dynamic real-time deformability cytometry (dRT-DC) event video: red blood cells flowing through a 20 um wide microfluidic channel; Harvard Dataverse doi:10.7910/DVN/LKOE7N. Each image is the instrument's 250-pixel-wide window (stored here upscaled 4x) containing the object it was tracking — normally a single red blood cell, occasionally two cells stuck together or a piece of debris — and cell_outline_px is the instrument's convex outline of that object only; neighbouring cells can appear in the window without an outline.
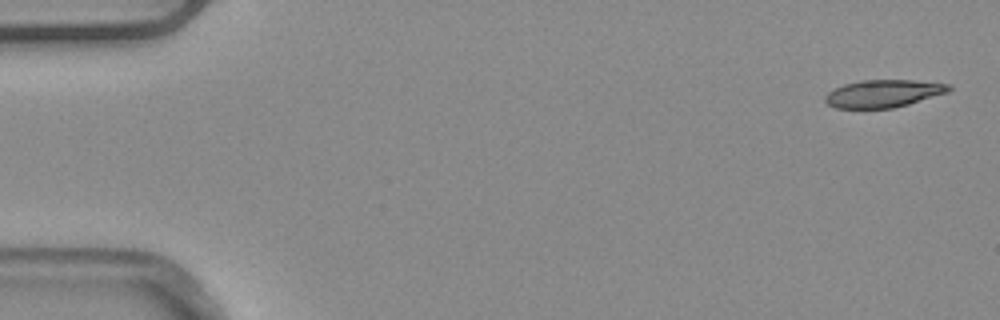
{"species": "common noctule bat (a hibernating species)", "species_latin": "Nyctalus noctula", "temperature_condition": "warm", "stored_images_in_passage": 5, "camera_frame_rate_fps": 3000, "um_per_image_px": 0.085, "animal": {"sex": "male", "body_mass_g": 20.4}, "frame": {"image": 1, "passage_image": 1, "time_ms": 0.0, "image_size_px": [1000, 320], "cell_outline_px": [[952, 88], [948, 92], [908, 104], [892, 108], [836, 108], [828, 104], [824, 100], [824, 96], [828, 92], [844, 84], [860, 80], [912, 80], [952, 84]], "centroid_in_image_um": [75.09, 7.94], "position_along_channel_um": 9.9, "area_um2": 19.83}}
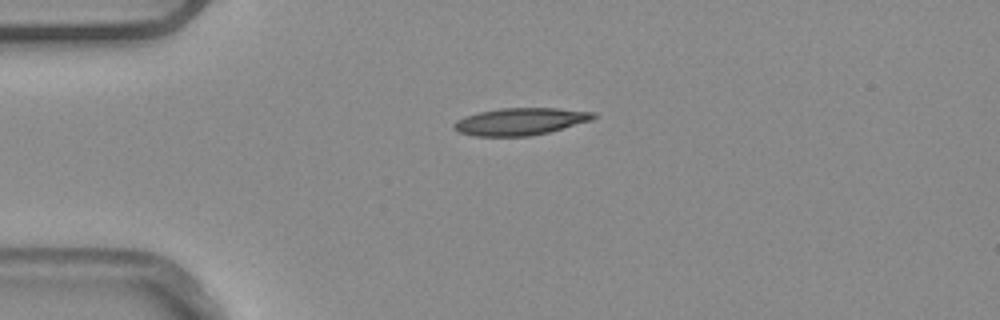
{"frame": {"image": 2, "passage_image": 4, "time_ms": 1.0, "image_size_px": [1000, 320], "cell_outline_px": [[596, 116], [592, 120], [548, 132], [528, 136], [472, 136], [460, 132], [452, 128], [452, 124], [456, 120], [464, 116], [480, 112], [500, 108], [556, 108], [596, 112]], "centroid_in_image_um": [44.2, 10.32], "position_along_channel_um": 40.8, "area_um2": 22.08}}